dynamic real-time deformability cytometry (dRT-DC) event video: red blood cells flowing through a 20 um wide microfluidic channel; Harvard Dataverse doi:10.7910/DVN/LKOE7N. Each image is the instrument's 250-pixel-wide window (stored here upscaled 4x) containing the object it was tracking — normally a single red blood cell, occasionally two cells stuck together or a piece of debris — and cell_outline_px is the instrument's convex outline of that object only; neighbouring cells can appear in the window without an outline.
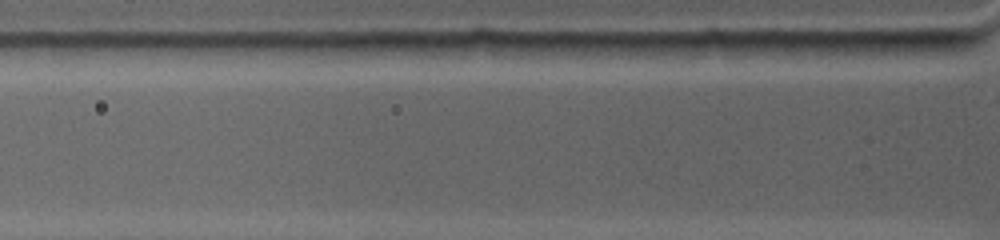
{"species": "common noctule bat (a hibernating species)", "species_latin": "Nyctalus noctula", "temperature_condition": "warm", "stored_images_in_passage": 4, "camera_frame_rate_fps": 4500, "um_per_image_px": 0.085, "animal": {"sex": "female", "body_mass_g": 19.0, "forearm_length_mm": 53.3}, "frame": {"image": 1, "passage_image": 2, "time_ms": 0.222, "image_size_px": [1000, 240], "cell_outline_px": [[736, 44], [728, 56], [724, 60], [624, 60], [620, 44], [704, 40], [724, 40]], "centroid_in_image_um": [57.66, 4.3], "position_along_channel_um": 68.1, "area_um2": 14.51}}